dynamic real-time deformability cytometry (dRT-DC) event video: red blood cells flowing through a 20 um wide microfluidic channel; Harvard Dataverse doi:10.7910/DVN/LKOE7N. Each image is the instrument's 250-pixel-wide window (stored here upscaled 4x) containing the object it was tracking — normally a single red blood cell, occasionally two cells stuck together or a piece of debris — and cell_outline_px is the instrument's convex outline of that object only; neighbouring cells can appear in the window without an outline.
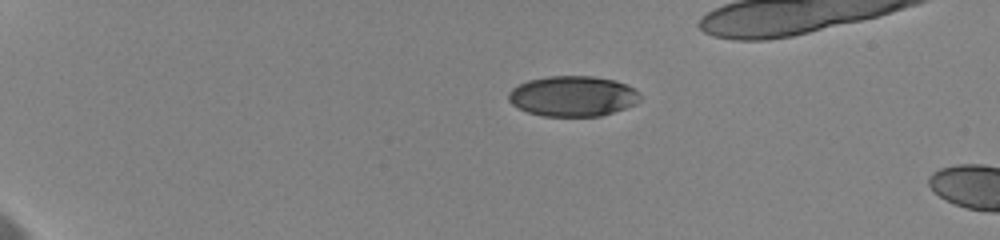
{"species": "human", "species_latin": "Homo sapiens", "temperature_condition": "cold", "stored_images_in_passage": 17, "camera_frame_rate_fps": 3000, "um_per_image_px": 0.085, "donor": {"sex": "female"}, "frame": {"image": 1, "passage_image": 15, "time_ms": 5.0, "image_size_px": [1000, 240], "cell_outline_px": [[640, 100], [636, 104], [600, 116], [544, 116], [528, 112], [512, 104], [508, 100], [508, 92], [512, 88], [528, 80], [548, 76], [592, 76], [616, 80], [628, 84], [640, 92]], "centroid_in_image_um": [48.71, 8.16], "position_along_channel_um": 36.3, "area_um2": 31.1}}